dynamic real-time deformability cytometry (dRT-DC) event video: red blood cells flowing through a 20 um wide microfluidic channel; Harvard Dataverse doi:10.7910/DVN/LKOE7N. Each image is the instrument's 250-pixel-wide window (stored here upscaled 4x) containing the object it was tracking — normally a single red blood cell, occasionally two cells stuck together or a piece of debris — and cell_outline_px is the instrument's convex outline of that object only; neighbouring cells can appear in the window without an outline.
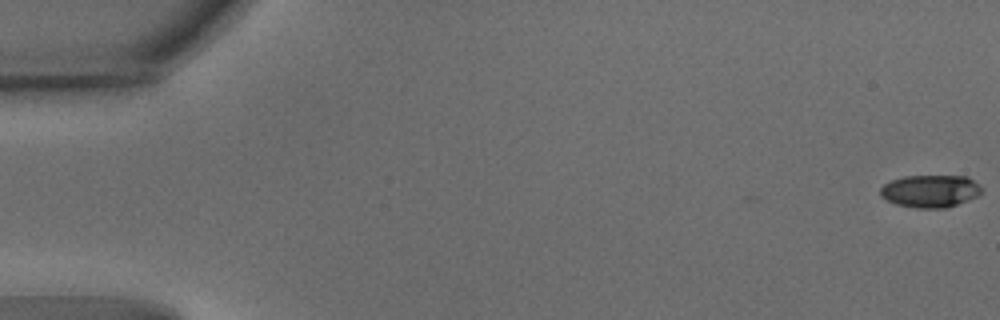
{"species": "common noctule bat (a hibernating species)", "species_latin": "Nyctalus noctula", "temperature_condition": "warm", "stored_images_in_passage": 55, "camera_frame_rate_fps": 3000, "um_per_image_px": 0.085, "animal": {"sex": "male", "body_mass_g": 15.6}, "frame": {"image": 1, "passage_image": 1, "time_ms": 0.0, "image_size_px": [1000, 320], "cell_outline_px": [[984, 192], [968, 200], [944, 208], [916, 208], [896, 204], [880, 196], [880, 188], [884, 184], [892, 180], [904, 176], [968, 176], [980, 184], [984, 188]], "centroid_in_image_um": [79.11, 16.23], "position_along_channel_um": 5.9, "area_um2": 19.31}}
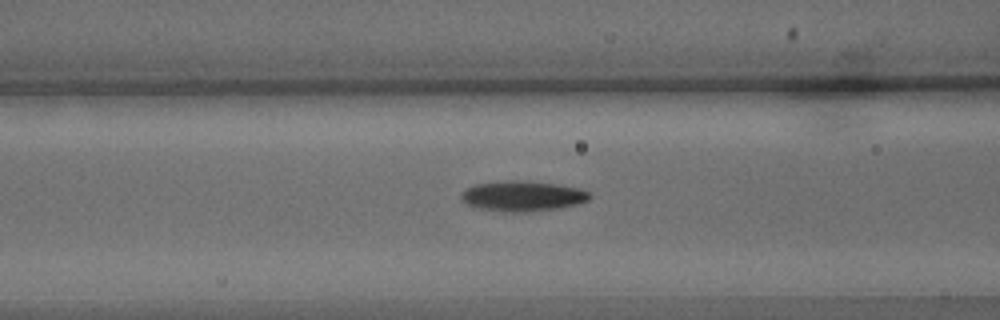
{"frame": {"image": 2, "passage_image": 23, "time_ms": 7.333, "image_size_px": [1000, 320], "cell_outline_px": [[592, 196], [588, 200], [576, 204], [556, 208], [528, 212], [504, 212], [476, 208], [464, 204], [460, 200], [460, 192], [464, 188], [476, 184], [508, 180], [524, 180], [556, 184], [580, 188], [588, 192]], "centroid_in_image_um": [44.33, 16.66], "position_along_channel_um": 122.3, "area_um2": 23.0}}
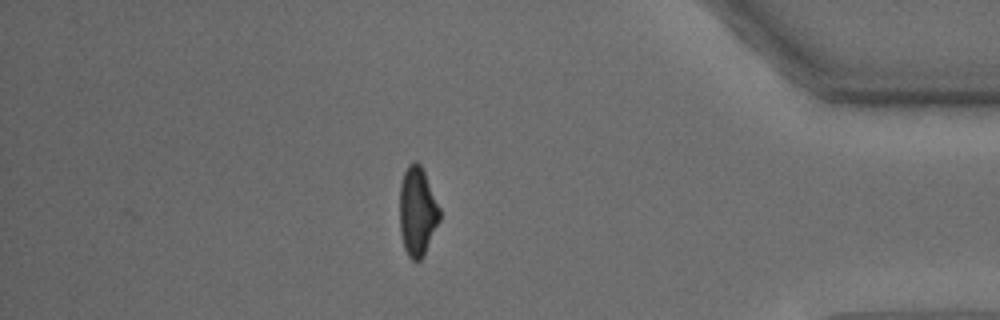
{"frame": {"image": 3, "passage_image": 48, "time_ms": 15.667, "image_size_px": [1000, 320], "cell_outline_px": [[440, 220], [420, 260], [412, 260], [408, 256], [404, 248], [400, 232], [400, 184], [404, 172], [408, 164], [412, 160], [416, 160], [420, 164], [424, 172], [440, 208]], "centroid_in_image_um": [35.46, 17.94], "position_along_channel_um": 399.7, "area_um2": 20.58}, "authors_computed_cell_mechanics": {"area_um2": 21.2704, "velocity_mm_per_s": 3.7429, "shape_relaxation_time_tau1_ms": 4.3836, "shape_relaxation_time_tau2_ms": 3.1715, "deformation_change_tau1": 0.1731, "deformation_change_tau2": 0.1076}}